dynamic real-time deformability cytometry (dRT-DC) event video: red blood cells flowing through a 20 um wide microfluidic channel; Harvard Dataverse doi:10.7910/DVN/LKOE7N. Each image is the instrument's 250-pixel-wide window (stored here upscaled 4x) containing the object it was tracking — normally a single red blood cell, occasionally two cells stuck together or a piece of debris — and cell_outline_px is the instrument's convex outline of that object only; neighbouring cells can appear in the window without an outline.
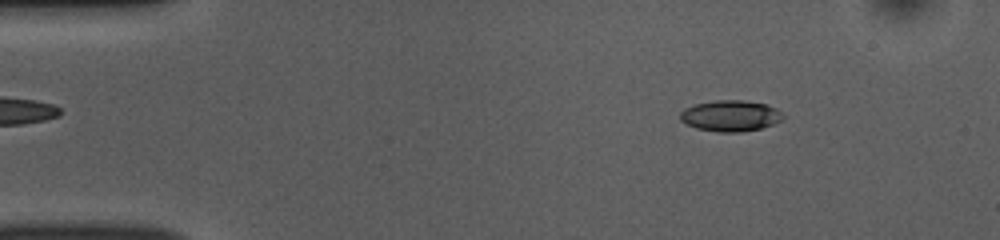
{"species": "common noctule bat (a hibernating species)", "species_latin": "Nyctalus noctula", "temperature_condition": "room temperature", "stored_images_in_passage": 46, "camera_frame_rate_fps": 3000, "um_per_image_px": 0.085, "animal": {"sex": "female", "body_mass_g": 10.0, "forearm_length_mm": 53.1}, "frame": {"image": 1, "passage_image": 2, "time_ms": 0.333, "image_size_px": [1000, 240], "cell_outline_px": [[784, 116], [780, 120], [772, 124], [760, 128], [740, 132], [716, 132], [696, 128], [680, 120], [680, 112], [684, 108], [696, 104], [716, 100], [744, 100], [768, 104], [776, 108]], "centroid_in_image_um": [62.07, 9.83], "position_along_channel_um": 22.9, "area_um2": 18.55}}
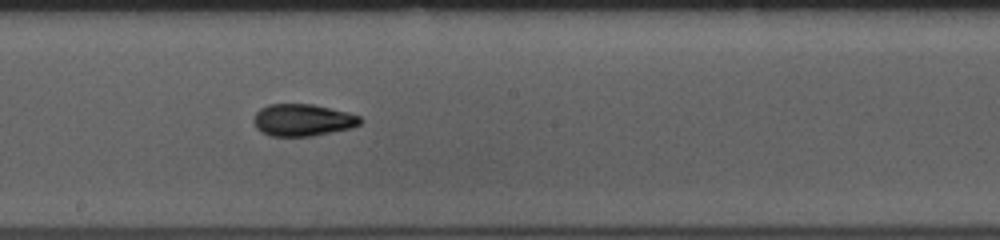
{"frame": {"image": 2, "passage_image": 23, "time_ms": 7.333, "image_size_px": [1000, 240], "cell_outline_px": [[364, 120], [360, 124], [352, 128], [312, 136], [268, 136], [260, 132], [256, 128], [252, 120], [256, 112], [260, 108], [268, 104], [312, 104], [348, 112], [360, 116]], "centroid_in_image_um": [25.71, 10.21], "position_along_channel_um": 222.5, "area_um2": 20.17}}
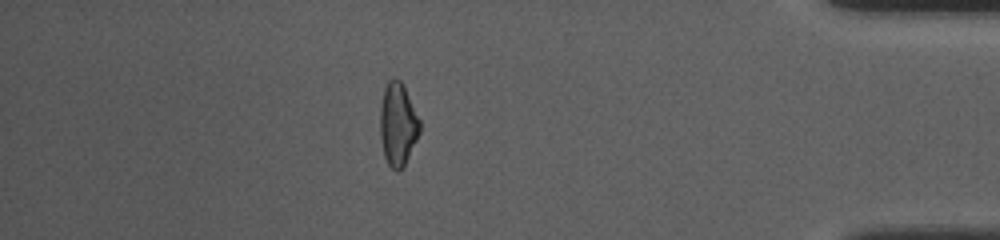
{"frame": {"image": 3, "passage_image": 40, "time_ms": 13.0, "image_size_px": [1000, 240], "cell_outline_px": [[420, 132], [404, 168], [396, 172], [388, 164], [384, 156], [380, 136], [380, 108], [384, 88], [388, 80], [392, 76], [400, 80], [404, 84], [420, 120]], "centroid_in_image_um": [33.82, 10.56], "position_along_channel_um": 401.4, "area_um2": 19.54}, "authors_computed_cell_mechanics": {"area_um2": 19.2185, "velocity_mm_per_s": 3.8725, "shape_relaxation_time_tau1_ms": 5.1195, "shape_relaxation_time_tau2_ms": 2.3514, "deformation_change_tau1": 0.1528, "deformation_change_tau2": 0.0871}}